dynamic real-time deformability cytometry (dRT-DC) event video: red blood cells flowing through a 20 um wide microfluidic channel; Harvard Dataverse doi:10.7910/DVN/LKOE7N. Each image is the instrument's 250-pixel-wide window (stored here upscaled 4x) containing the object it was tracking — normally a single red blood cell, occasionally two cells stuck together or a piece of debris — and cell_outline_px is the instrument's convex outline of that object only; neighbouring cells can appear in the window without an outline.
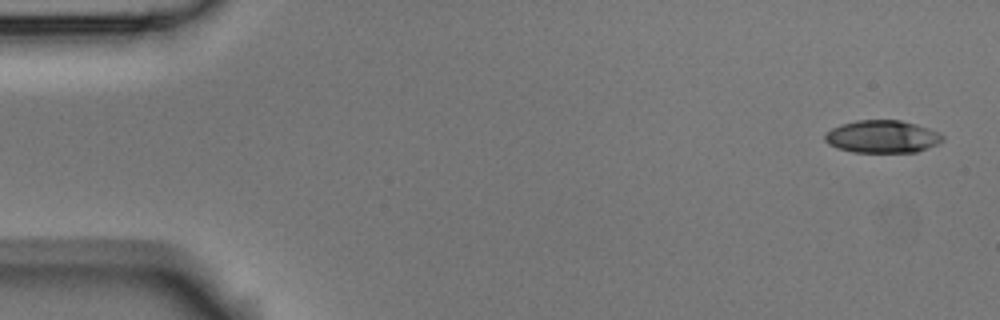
{"species": "Egyptian fruit bat (a non-hibernating species)", "species_latin": "Rousettus aegyptiacus", "temperature_condition": "room temperature", "stored_images_in_passage": 5, "camera_frame_rate_fps": 3000, "um_per_image_px": 0.085, "animal": {"sex": "male"}, "frame": {"image": 1, "passage_image": 1, "time_ms": 0.0, "image_size_px": [1000, 320], "cell_outline_px": [[944, 140], [936, 144], [916, 152], [852, 152], [836, 148], [828, 144], [824, 140], [824, 136], [832, 128], [840, 124], [856, 120], [900, 120], [916, 124], [940, 132], [944, 136]], "centroid_in_image_um": [74.98, 11.61], "position_along_channel_um": 10.0, "area_um2": 22.43}}
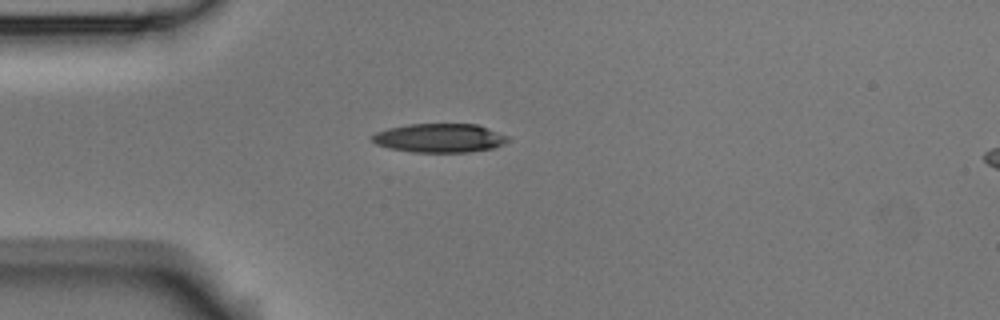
{"frame": {"image": 2, "passage_image": 4, "time_ms": 1.0, "image_size_px": [1000, 320], "cell_outline_px": [[508, 140], [504, 144], [496, 148], [468, 152], [412, 152], [392, 148], [376, 144], [372, 140], [372, 136], [376, 132], [388, 128], [408, 124], [476, 124], [488, 128], [508, 136]], "centroid_in_image_um": [37.39, 11.73], "position_along_channel_um": 47.6, "area_um2": 22.77}}